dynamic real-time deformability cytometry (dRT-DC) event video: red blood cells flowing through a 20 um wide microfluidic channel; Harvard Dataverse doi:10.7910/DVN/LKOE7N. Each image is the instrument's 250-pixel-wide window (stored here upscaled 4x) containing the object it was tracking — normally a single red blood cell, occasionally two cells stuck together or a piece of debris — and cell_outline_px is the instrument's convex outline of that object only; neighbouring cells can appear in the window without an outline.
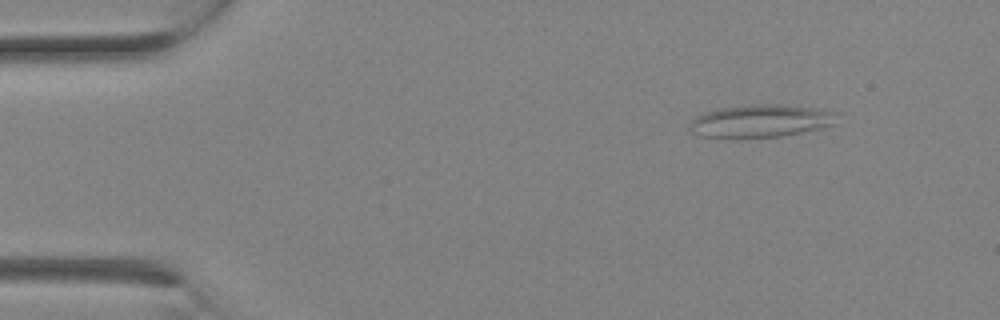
{"species": "Egyptian fruit bat (a non-hibernating species)", "species_latin": "Rousettus aegyptiacus", "temperature_condition": "room temperature", "stored_images_in_passage": 2, "camera_frame_rate_fps": 3000, "um_per_image_px": 0.085, "animal": {"sex": "female"}, "frame": {"image": 1, "passage_image": 1, "time_ms": 0.0, "image_size_px": [1000, 320], "cell_outline_px": [[840, 112], [832, 124], [824, 128], [784, 136], [744, 140], [720, 140], [700, 136], [692, 132], [688, 128], [692, 120], [696, 116], [704, 112], [716, 108], [756, 104], [784, 104]], "centroid_in_image_um": [64.59, 10.33], "position_along_channel_um": 20.4, "area_um2": 29.36}}